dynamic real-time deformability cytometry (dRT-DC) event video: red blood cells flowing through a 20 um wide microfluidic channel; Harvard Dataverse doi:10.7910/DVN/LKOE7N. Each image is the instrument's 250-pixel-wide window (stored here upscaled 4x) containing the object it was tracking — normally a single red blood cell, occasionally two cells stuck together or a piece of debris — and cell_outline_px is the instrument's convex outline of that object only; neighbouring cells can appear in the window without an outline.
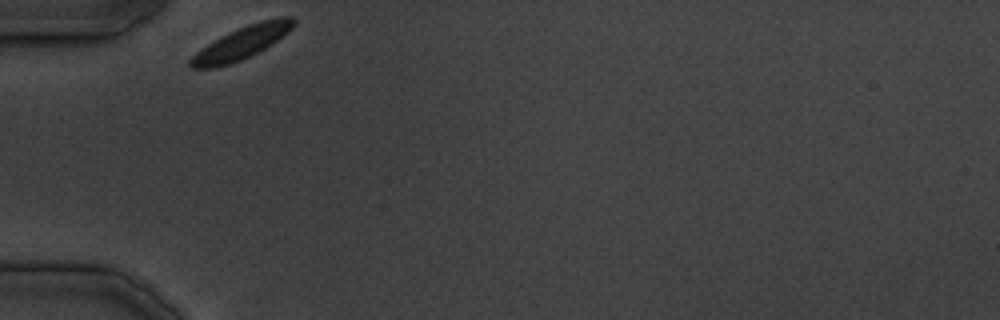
{"species": "common noctule bat (a hibernating species)", "species_latin": "Nyctalus noctula", "temperature_condition": "cold", "stored_images_in_passage": 21, "camera_frame_rate_fps": 3000, "um_per_image_px": 0.085, "animal": {"sex": "male", "body_mass_g": 19.5, "forearm_length_mm": 54.6}, "frame": {"image": 1, "passage_image": 1, "time_ms": 0.0, "image_size_px": [1000, 320], "cell_outline_px": [[296, 24], [288, 32], [272, 44], [240, 60], [228, 64], [212, 68], [192, 68], [188, 64], [188, 60], [196, 52], [220, 36], [248, 24], [260, 20], [280, 16], [292, 16], [296, 20]], "centroid_in_image_um": [20.57, 3.61], "position_along_channel_um": 64.4, "area_um2": 19.42}}